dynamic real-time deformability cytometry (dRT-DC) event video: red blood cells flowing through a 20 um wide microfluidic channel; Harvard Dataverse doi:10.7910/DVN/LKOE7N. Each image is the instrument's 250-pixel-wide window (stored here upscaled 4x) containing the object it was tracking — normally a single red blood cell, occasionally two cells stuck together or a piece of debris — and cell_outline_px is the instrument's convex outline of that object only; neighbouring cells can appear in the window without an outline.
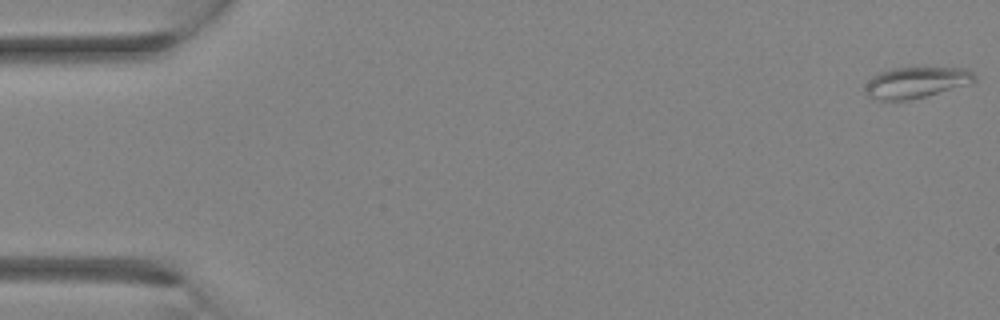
{"species": "Egyptian fruit bat (a non-hibernating species)", "species_latin": "Rousettus aegyptiacus", "temperature_condition": "room temperature", "stored_images_in_passage": 33, "camera_frame_rate_fps": 3000, "um_per_image_px": 0.085, "animal": {"sex": "female"}, "frame": {"image": 1, "passage_image": 1, "time_ms": 0.0, "image_size_px": [1000, 320], "cell_outline_px": [[976, 80], [972, 84], [908, 100], [880, 100], [868, 96], [864, 88], [868, 80], [872, 76], [880, 72], [892, 68], [924, 64], [964, 68], [972, 72], [976, 76]], "centroid_in_image_um": [77.92, 6.94], "position_along_channel_um": 7.1, "area_um2": 20.75}}
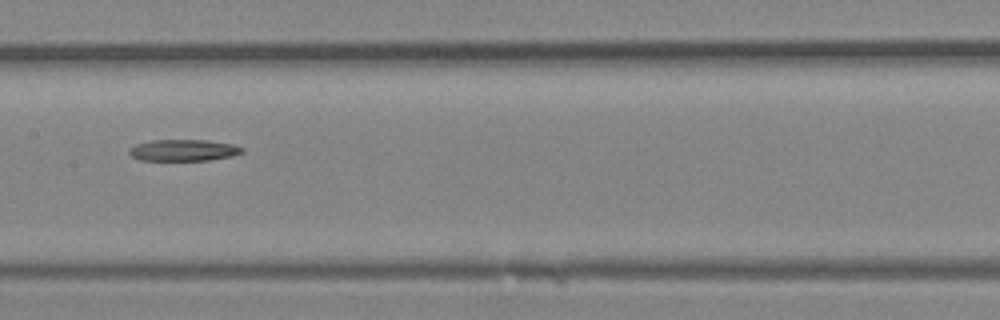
{"frame": {"image": 2, "passage_image": 17, "time_ms": 5.333, "image_size_px": [1000, 320], "cell_outline_px": [[244, 152], [232, 156], [208, 160], [140, 160], [132, 156], [128, 152], [128, 148], [136, 144], [152, 140], [208, 140], [232, 144], [244, 148]], "centroid_in_image_um": [15.59, 12.76], "position_along_channel_um": 191.8, "area_um2": 14.16}}
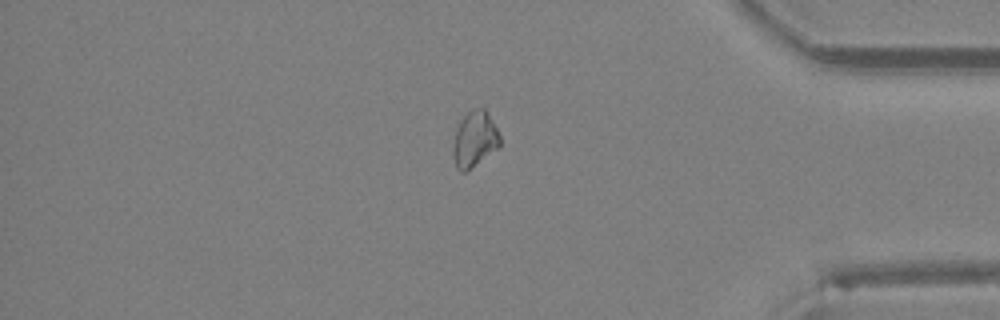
{"frame": {"image": 3, "passage_image": 28, "time_ms": 9.0, "image_size_px": [1000, 320], "cell_outline_px": [[500, 148], [464, 172], [460, 172], [456, 168], [452, 156], [452, 148], [456, 128], [460, 120], [472, 108], [484, 108], [488, 112], [500, 136]], "centroid_in_image_um": [40.33, 11.84], "position_along_channel_um": 394.9, "area_um2": 15.43}}